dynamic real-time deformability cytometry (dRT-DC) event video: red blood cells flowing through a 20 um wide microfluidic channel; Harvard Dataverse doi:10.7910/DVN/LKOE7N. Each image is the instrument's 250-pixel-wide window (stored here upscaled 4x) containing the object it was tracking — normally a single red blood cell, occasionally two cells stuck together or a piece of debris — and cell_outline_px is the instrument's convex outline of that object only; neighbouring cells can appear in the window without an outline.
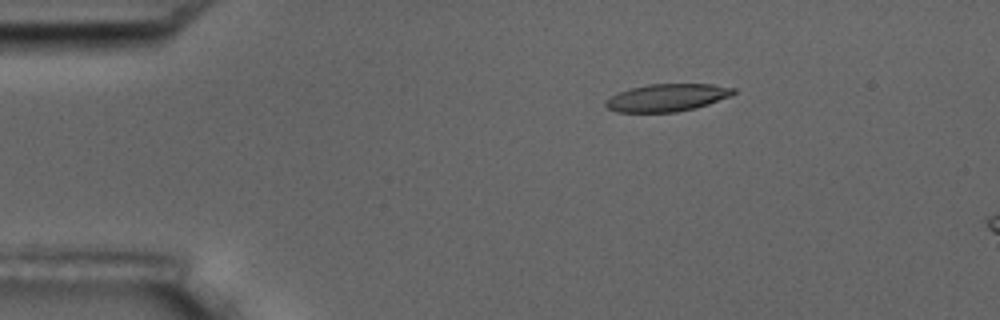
{"species": "common noctule bat (a hibernating species)", "species_latin": "Nyctalus noctula", "temperature_condition": "room temperature", "stored_images_in_passage": 5, "camera_frame_rate_fps": 3000, "um_per_image_px": 0.085, "animal": {"sex": "male", "body_mass_g": 17.5, "forearm_length_mm": 52.3}, "frame": {"image": 1, "passage_image": 3, "time_ms": 2.333, "image_size_px": [1000, 320], "cell_outline_px": [[736, 92], [728, 96], [708, 104], [696, 108], [676, 112], [616, 112], [608, 108], [604, 104], [612, 96], [628, 88], [648, 84], [712, 84], [736, 88]], "centroid_in_image_um": [56.7, 8.29], "position_along_channel_um": 28.3, "area_um2": 20.35}}